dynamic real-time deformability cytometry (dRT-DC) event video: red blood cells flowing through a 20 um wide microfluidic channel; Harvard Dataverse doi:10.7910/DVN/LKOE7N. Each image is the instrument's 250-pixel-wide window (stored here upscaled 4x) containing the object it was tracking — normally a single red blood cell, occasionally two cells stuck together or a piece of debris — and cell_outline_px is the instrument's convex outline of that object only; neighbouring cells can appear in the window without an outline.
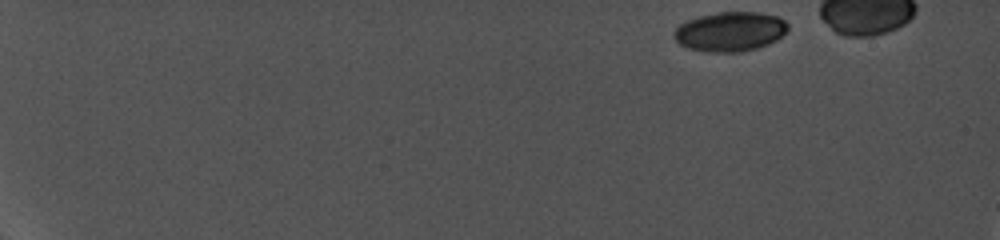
{"species": "common noctule bat (a hibernating species)", "species_latin": "Nyctalus noctula", "temperature_condition": "cold", "stored_images_in_passage": 8, "camera_frame_rate_fps": 5000, "um_per_image_px": 0.085, "animal": {"sex": "female", "body_mass_g": 19.0, "forearm_length_mm": 56.7}, "frame": {"image": 1, "passage_image": 1, "time_ms": 0.0, "image_size_px": [1000, 240], "cell_outline_px": [[788, 28], [776, 40], [768, 44], [756, 48], [740, 52], [708, 52], [688, 48], [680, 44], [672, 36], [672, 32], [680, 24], [688, 20], [700, 16], [720, 12], [756, 12], [776, 16], [784, 20], [788, 24]], "centroid_in_image_um": [62.03, 2.69], "position_along_channel_um": 23.0, "area_um2": 26.07}}